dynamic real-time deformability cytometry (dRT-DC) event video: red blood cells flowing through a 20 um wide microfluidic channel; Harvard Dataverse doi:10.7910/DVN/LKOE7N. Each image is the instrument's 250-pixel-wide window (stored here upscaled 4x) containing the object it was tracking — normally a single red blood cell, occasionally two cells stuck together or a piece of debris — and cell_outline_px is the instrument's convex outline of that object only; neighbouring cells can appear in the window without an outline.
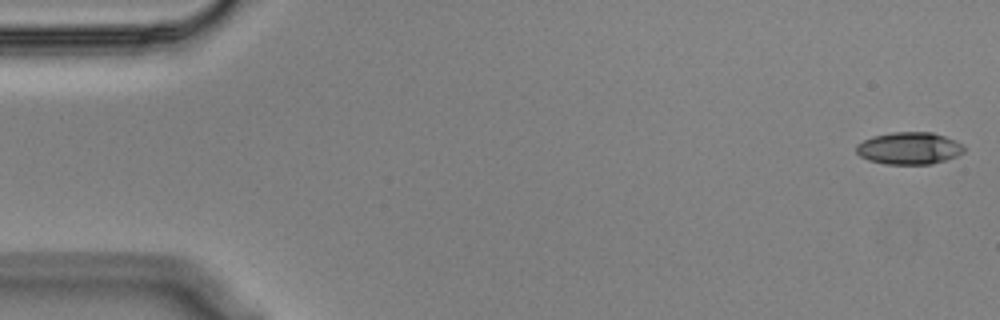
{"species": "Egyptian fruit bat (a non-hibernating species)", "species_latin": "Rousettus aegyptiacus", "temperature_condition": "cold", "stored_images_in_passage": 55, "camera_frame_rate_fps": 3000, "um_per_image_px": 0.085, "animal": {"sex": "male"}, "frame": {"image": 1, "passage_image": 1, "time_ms": 0.0, "image_size_px": [1000, 320], "cell_outline_px": [[964, 152], [956, 156], [932, 164], [884, 164], [868, 160], [860, 156], [856, 152], [856, 144], [872, 136], [892, 132], [932, 132], [956, 140], [964, 144]], "centroid_in_image_um": [77.27, 12.6], "position_along_channel_um": 7.7, "area_um2": 20.35}}
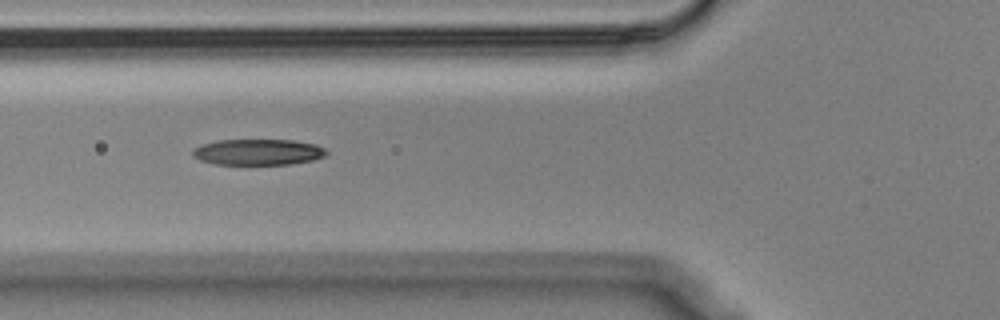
{"frame": {"image": 2, "passage_image": 20, "time_ms": 6.333, "image_size_px": [1000, 320], "cell_outline_px": [[328, 152], [324, 156], [312, 160], [288, 164], [216, 164], [200, 160], [192, 156], [192, 148], [216, 140], [292, 140], [316, 144], [324, 148]], "centroid_in_image_um": [21.91, 12.92], "position_along_channel_um": 103.9, "area_um2": 20.17}}
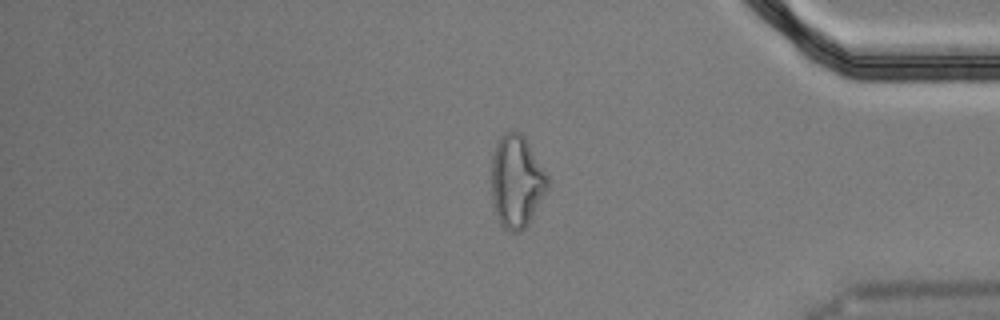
{"frame": {"image": 3, "passage_image": 46, "time_ms": 15.0, "image_size_px": [1000, 320], "cell_outline_px": [[548, 188], [528, 224], [520, 232], [512, 232], [504, 228], [500, 224], [492, 200], [492, 156], [496, 144], [500, 136], [504, 132], [512, 128], [520, 132], [524, 136], [548, 176]], "centroid_in_image_um": [43.9, 15.39], "position_along_channel_um": 391.3, "area_um2": 30.23}, "authors_computed_cell_mechanics": {"area_um2": 21.1548, "velocity_mm_per_s": 3.5837, "shape_relaxation_time_tau1_ms": 5.6389, "shape_relaxation_time_tau2_ms": 4.5834, "deformation_change_tau1": 0.1929, "deformation_change_tau2": 0.1215}}